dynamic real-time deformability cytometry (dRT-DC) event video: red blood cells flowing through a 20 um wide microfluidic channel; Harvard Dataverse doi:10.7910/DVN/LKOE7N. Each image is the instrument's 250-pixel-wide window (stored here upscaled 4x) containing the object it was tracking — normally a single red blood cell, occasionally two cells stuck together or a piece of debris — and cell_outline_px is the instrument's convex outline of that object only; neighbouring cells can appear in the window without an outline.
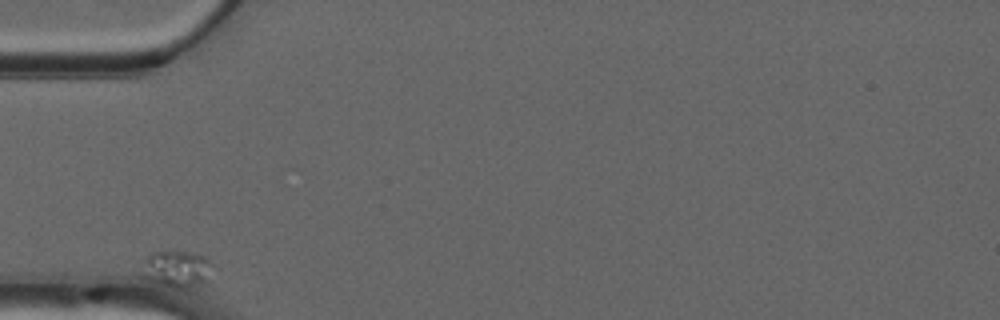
{"species": "common noctule bat (a hibernating species)", "species_latin": "Nyctalus noctula", "temperature_condition": "warm", "stored_images_in_passage": 21, "camera_frame_rate_fps": 3000, "um_per_image_px": 0.085, "animal": {"sex": "male", "forearm_length_mm": 52.5}, "frame": {"image": 1, "passage_image": 1, "time_ms": 0.0, "image_size_px": [1000, 320], "cell_outline_px": [[212, 264], [204, 280], [184, 288], [172, 288], [152, 280], [148, 276], [148, 256], [152, 252], [172, 248], [204, 256]], "centroid_in_image_um": [15.08, 22.77], "position_along_channel_um": 69.9, "area_um2": 14.05}}
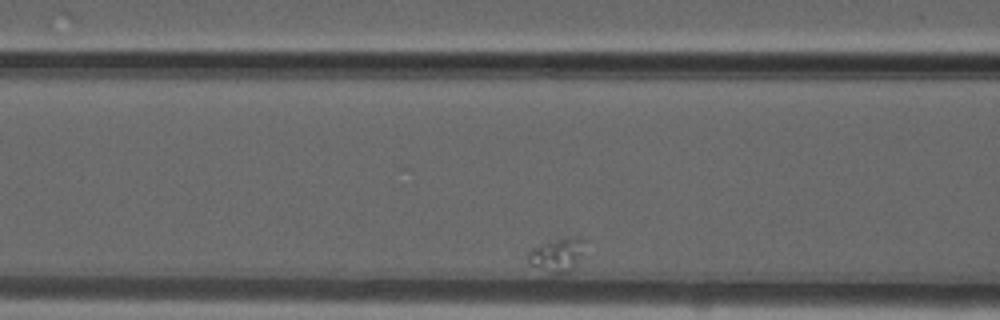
{"frame": {"image": 2, "passage_image": 7, "time_ms": 2.0, "image_size_px": [1000, 320], "cell_outline_px": [[584, 240], [580, 256], [576, 268], [560, 276], [556, 276], [528, 264], [528, 252], [532, 248], [548, 240], [576, 236], [580, 236]], "centroid_in_image_um": [47.34, 21.7], "position_along_channel_um": 119.3, "area_um2": 11.5}}